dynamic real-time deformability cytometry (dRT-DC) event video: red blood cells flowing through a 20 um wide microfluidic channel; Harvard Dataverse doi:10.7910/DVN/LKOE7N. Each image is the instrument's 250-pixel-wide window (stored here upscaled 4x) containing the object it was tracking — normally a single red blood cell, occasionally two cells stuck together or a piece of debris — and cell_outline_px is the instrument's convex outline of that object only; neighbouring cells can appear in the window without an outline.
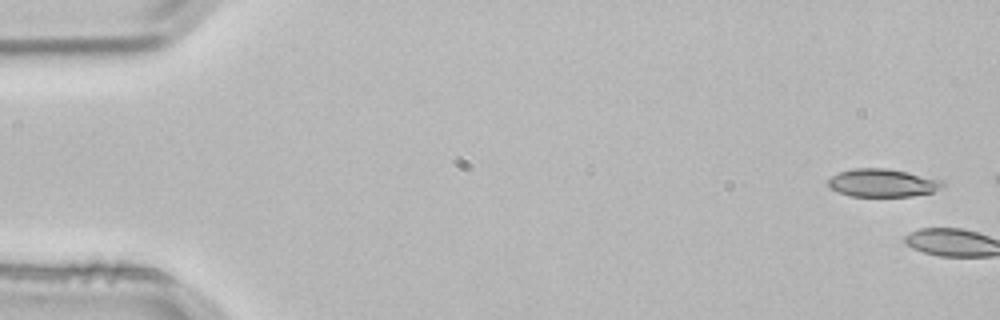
{"species": "common noctule bat (a hibernating species)", "species_latin": "Nyctalus noctula", "temperature_condition": "room temperature", "stored_images_in_passage": 7, "camera_frame_rate_fps": 3000, "um_per_image_px": 0.085, "animal": {"sex": "male", "body_mass_g": 21.5, "forearm_length_mm": 52.0}, "frame": {"image": 1, "passage_image": 1, "time_ms": 0.0, "image_size_px": [1000, 320], "cell_outline_px": [[944, 184], [940, 188], [932, 192], [912, 196], [852, 196], [828, 188], [828, 180], [832, 176], [840, 172], [856, 168], [888, 168], [908, 172], [944, 180]], "centroid_in_image_um": [75.03, 15.54], "position_along_channel_um": 10.0, "area_um2": 18.61}}